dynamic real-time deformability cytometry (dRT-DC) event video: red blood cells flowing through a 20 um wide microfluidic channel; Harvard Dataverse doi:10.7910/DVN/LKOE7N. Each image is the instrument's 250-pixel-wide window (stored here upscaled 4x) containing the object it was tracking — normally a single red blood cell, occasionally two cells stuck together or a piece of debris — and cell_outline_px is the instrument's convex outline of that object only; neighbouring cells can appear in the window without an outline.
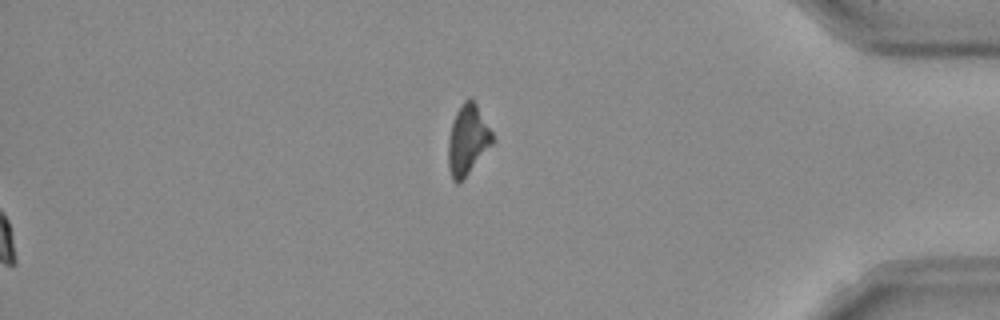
{"species": "Egyptian fruit bat (a non-hibernating species)", "species_latin": "Rousettus aegyptiacus", "temperature_condition": "room temperature", "stored_images_in_passage": 52, "segment_of_instrument_passage": [2, 2], "camera_frame_rate_fps": 3000, "um_per_image_px": 0.085, "frame": {"image": 1, "passage_image": 52, "time_ms": 17.0, "image_size_px": [1000, 320], "cell_outline_px": [[496, 140], [464, 180], [460, 184], [456, 184], [452, 180], [448, 168], [448, 140], [452, 120], [460, 104], [468, 96], [476, 104], [492, 132]], "centroid_in_image_um": [39.74, 11.93], "position_along_channel_um": 395.5, "area_um2": 18.5}}